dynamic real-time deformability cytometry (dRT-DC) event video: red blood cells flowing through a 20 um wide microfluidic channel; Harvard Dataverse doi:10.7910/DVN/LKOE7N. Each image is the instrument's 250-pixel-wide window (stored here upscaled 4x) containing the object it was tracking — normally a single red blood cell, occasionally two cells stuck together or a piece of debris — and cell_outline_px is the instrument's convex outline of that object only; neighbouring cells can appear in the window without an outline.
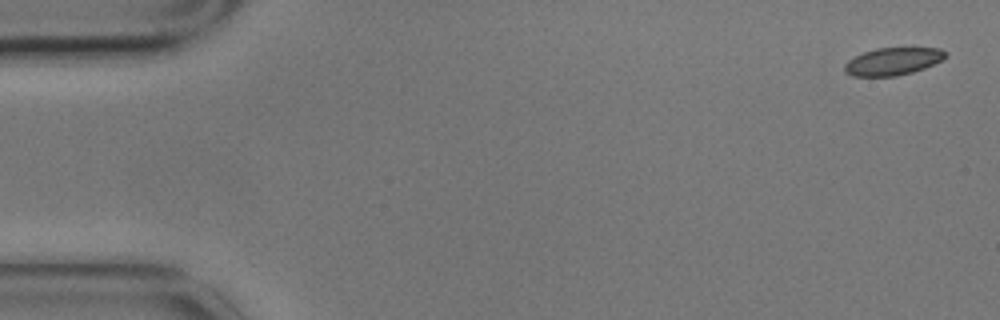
{"species": "common noctule bat (a hibernating species)", "species_latin": "Nyctalus noctula", "temperature_condition": "cold", "stored_images_in_passage": 6, "camera_frame_rate_fps": 3000, "um_per_image_px": 0.085, "animal": {"sex": "male", "body_mass_g": 17.9}, "frame": {"image": 1, "passage_image": 1, "time_ms": 0.0, "image_size_px": [1000, 320], "cell_outline_px": [[948, 56], [924, 68], [912, 72], [896, 76], [852, 76], [844, 72], [844, 64], [848, 60], [864, 52], [876, 48], [940, 48], [948, 52]], "centroid_in_image_um": [75.88, 5.21], "position_along_channel_um": 9.1, "area_um2": 16.13}}